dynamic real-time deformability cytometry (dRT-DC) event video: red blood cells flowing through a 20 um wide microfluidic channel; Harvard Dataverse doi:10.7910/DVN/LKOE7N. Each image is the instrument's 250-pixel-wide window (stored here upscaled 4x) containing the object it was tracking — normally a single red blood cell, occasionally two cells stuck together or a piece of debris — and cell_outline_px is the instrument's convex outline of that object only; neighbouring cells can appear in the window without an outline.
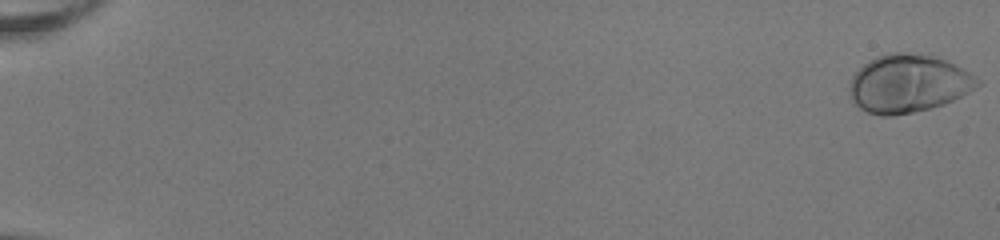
{"species": "human", "species_latin": "Homo sapiens", "temperature_condition": "room temperature", "stored_images_in_passage": 53, "camera_frame_rate_fps": 3000, "um_per_image_px": 0.085, "donor": {"sex": "female"}, "frame": {"image": 1, "passage_image": 1, "time_ms": 0.0, "image_size_px": [1000, 240], "cell_outline_px": [[980, 84], [960, 96], [944, 104], [912, 112], [892, 116], [880, 116], [868, 112], [860, 108], [852, 100], [848, 92], [848, 88], [852, 76], [864, 64], [876, 56], [888, 52], [904, 52], [932, 56], [944, 60], [968, 72], [980, 80]], "centroid_in_image_um": [77.14, 7.11], "position_along_channel_um": 7.9, "area_um2": 42.77}}
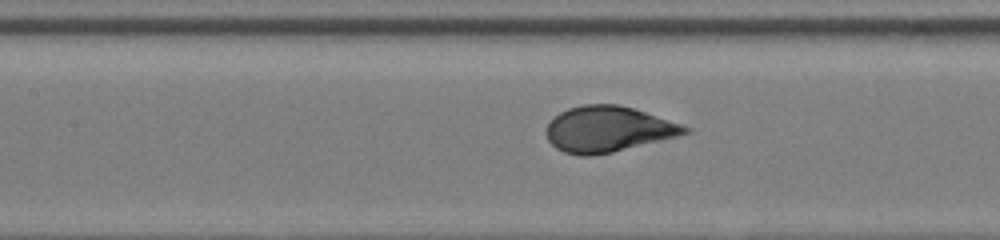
{"frame": {"image": 2, "passage_image": 27, "time_ms": 8.667, "image_size_px": [1000, 240], "cell_outline_px": [[692, 132], [680, 136], [612, 152], [592, 156], [580, 156], [564, 152], [556, 148], [548, 140], [544, 132], [548, 124], [560, 112], [568, 108], [584, 104], [620, 104], [692, 128]], "centroid_in_image_um": [51.68, 10.99], "position_along_channel_um": 155.7, "area_um2": 36.93}}
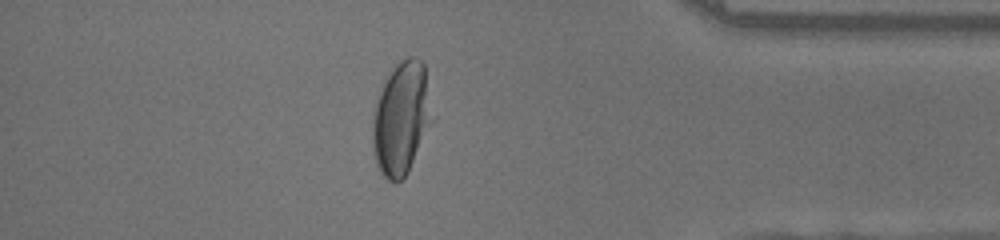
{"frame": {"image": 3, "passage_image": 47, "time_ms": 15.333, "image_size_px": [1000, 240], "cell_outline_px": [[436, 120], [408, 172], [396, 184], [388, 180], [380, 172], [376, 164], [372, 144], [372, 116], [380, 84], [388, 72], [396, 64], [408, 56], [416, 56], [424, 64], [436, 116]], "centroid_in_image_um": [34.15, 10.03], "position_along_channel_um": 401.0, "area_um2": 41.04}, "authors_computed_cell_mechanics": {"area_um2": 38.2058, "velocity_mm_per_s": 4.0304, "shape_relaxation_time_tau1_ms": 3.071, "shape_relaxation_time_tau2_ms": null, "deformation_change_tau1": 0.1824, "deformation_change_tau2": null}}